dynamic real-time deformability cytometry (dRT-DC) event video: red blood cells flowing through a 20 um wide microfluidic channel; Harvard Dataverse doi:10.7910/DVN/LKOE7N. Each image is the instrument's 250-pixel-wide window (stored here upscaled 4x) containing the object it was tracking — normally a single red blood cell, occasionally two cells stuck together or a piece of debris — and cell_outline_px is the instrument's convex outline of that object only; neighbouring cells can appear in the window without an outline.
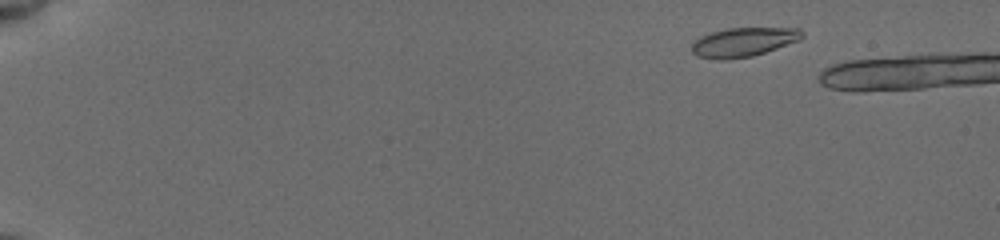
{"species": "common noctule bat (a hibernating species)", "species_latin": "Nyctalus noctula", "temperature_condition": "cold", "stored_images_in_passage": 43, "camera_frame_rate_fps": 3000, "um_per_image_px": 0.085, "animal": {"sex": "female", "body_mass_g": 19.5, "forearm_length_mm": 54.1}, "frame": {"image": 1, "passage_image": 8, "time_ms": 2.0, "image_size_px": [1000, 240], "cell_outline_px": [[804, 36], [800, 40], [752, 56], [720, 60], [696, 56], [692, 52], [692, 44], [700, 36], [724, 28], [800, 28], [804, 32]], "centroid_in_image_um": [63.2, 3.57], "position_along_channel_um": 21.8, "area_um2": 18.67}}
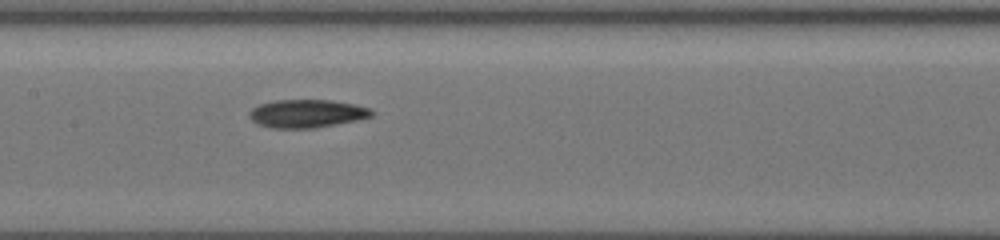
{"frame": {"image": 2, "passage_image": 30, "time_ms": 9.667, "image_size_px": [1000, 240], "cell_outline_px": [[376, 112], [372, 116], [356, 120], [336, 124], [312, 128], [272, 128], [256, 124], [248, 116], [248, 112], [252, 108], [260, 104], [276, 100], [332, 100], [356, 104], [372, 108]], "centroid_in_image_um": [26.1, 9.65], "position_along_channel_um": 181.3, "area_um2": 20.23}}
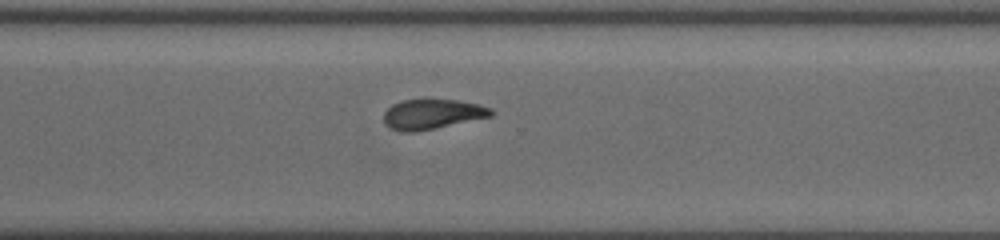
{"frame": {"image": 3, "passage_image": 42, "time_ms": 13.667, "image_size_px": [1000, 240], "cell_outline_px": [[492, 116], [416, 132], [400, 132], [384, 124], [384, 112], [392, 104], [404, 100], [456, 100], [480, 104], [492, 108]], "centroid_in_image_um": [36.73, 9.71], "position_along_channel_um": 333.9, "area_um2": 18.61}}